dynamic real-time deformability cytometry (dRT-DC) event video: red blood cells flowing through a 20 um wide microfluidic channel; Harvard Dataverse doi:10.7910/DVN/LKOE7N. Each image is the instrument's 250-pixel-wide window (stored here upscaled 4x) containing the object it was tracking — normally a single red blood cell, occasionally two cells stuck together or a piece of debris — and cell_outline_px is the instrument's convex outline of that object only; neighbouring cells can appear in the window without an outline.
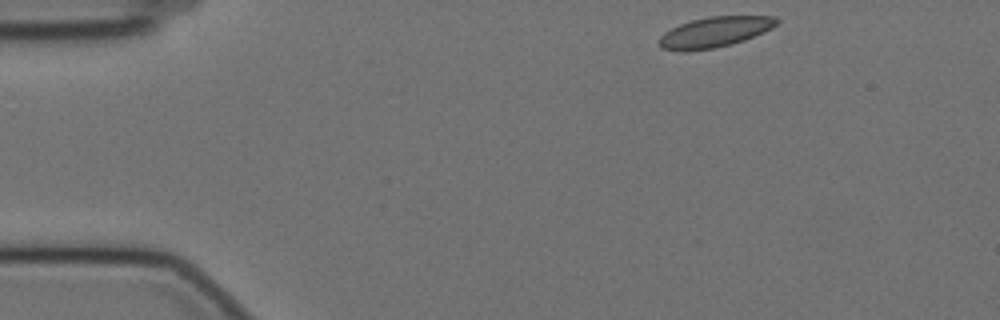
{"species": "Egyptian fruit bat (a non-hibernating species)", "species_latin": "Rousettus aegyptiacus", "temperature_condition": "cold", "stored_images_in_passage": 8, "segment_of_instrument_passage": [1, 2], "camera_frame_rate_fps": 3000, "um_per_image_px": 0.085, "animal": {"sex": "female"}, "frame": {"image": 1, "passage_image": 1, "time_ms": 0.0, "image_size_px": [1000, 320], "cell_outline_px": [[780, 20], [772, 28], [764, 32], [744, 40], [732, 44], [712, 48], [688, 52], [680, 52], [660, 48], [660, 36], [664, 32], [680, 24], [692, 20], [708, 16], [776, 16]], "centroid_in_image_um": [60.74, 2.73], "position_along_channel_um": 24.3, "area_um2": 20.92}}